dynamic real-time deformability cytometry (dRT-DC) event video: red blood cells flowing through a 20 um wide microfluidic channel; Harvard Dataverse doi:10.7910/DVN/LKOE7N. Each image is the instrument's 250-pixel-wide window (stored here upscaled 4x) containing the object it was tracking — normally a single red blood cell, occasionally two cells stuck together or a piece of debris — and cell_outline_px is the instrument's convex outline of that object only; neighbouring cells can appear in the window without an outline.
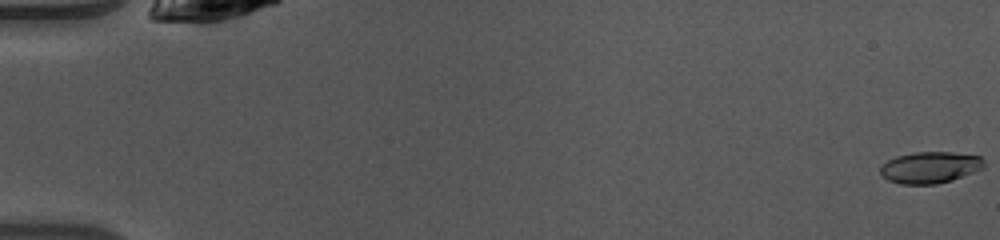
{"species": "common noctule bat (a hibernating species)", "species_latin": "Nyctalus noctula", "temperature_condition": "warm", "stored_images_in_passage": 49, "camera_frame_rate_fps": 3000, "um_per_image_px": 0.085, "animal": {"sex": "female", "body_mass_g": 10.0, "forearm_length_mm": 53.1}, "frame": {"image": 1, "passage_image": 1, "time_ms": 0.0, "image_size_px": [1000, 240], "cell_outline_px": [[984, 168], [952, 180], [936, 184], [900, 184], [888, 180], [880, 172], [880, 168], [888, 160], [896, 156], [916, 152], [952, 152], [980, 156], [984, 160]], "centroid_in_image_um": [79.07, 14.23], "position_along_channel_um": 5.9, "area_um2": 18.96}}
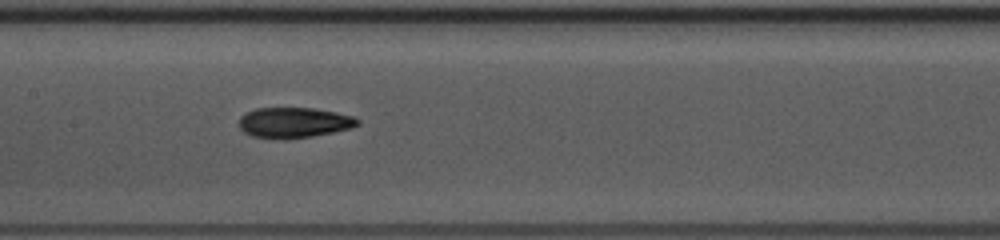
{"frame": {"image": 2, "passage_image": 25, "time_ms": 8.0, "image_size_px": [1000, 240], "cell_outline_px": [[360, 124], [352, 128], [312, 136], [252, 136], [244, 132], [240, 128], [240, 116], [244, 112], [256, 108], [312, 108], [336, 112], [352, 116], [360, 120]], "centroid_in_image_um": [25.02, 10.37], "position_along_channel_um": 182.4, "area_um2": 20.29}}
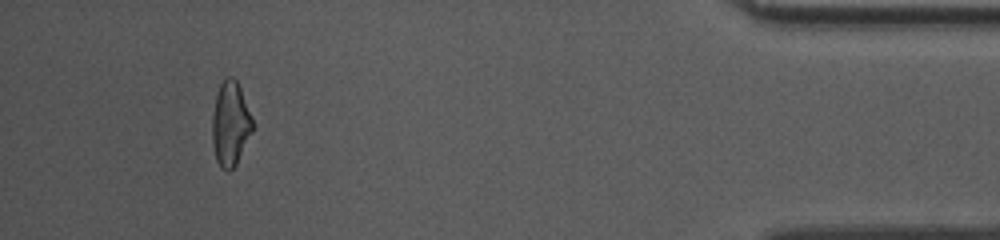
{"frame": {"image": 3, "passage_image": 46, "time_ms": 15.0, "image_size_px": [1000, 240], "cell_outline_px": [[252, 132], [236, 164], [228, 172], [220, 168], [216, 160], [212, 144], [212, 116], [216, 92], [220, 84], [228, 76], [232, 76], [236, 80], [240, 88], [252, 116]], "centroid_in_image_um": [19.56, 10.53], "position_along_channel_um": 415.6, "area_um2": 19.88}, "authors_computed_cell_mechanics": {"area_um2": 19.941, "velocity_mm_per_s": 4.1513, "shape_relaxation_time_tau1_ms": 6.1229, "shape_relaxation_time_tau2_ms": 3.1303, "deformation_change_tau1": 0.1703, "deformation_change_tau2": 0.1089}}